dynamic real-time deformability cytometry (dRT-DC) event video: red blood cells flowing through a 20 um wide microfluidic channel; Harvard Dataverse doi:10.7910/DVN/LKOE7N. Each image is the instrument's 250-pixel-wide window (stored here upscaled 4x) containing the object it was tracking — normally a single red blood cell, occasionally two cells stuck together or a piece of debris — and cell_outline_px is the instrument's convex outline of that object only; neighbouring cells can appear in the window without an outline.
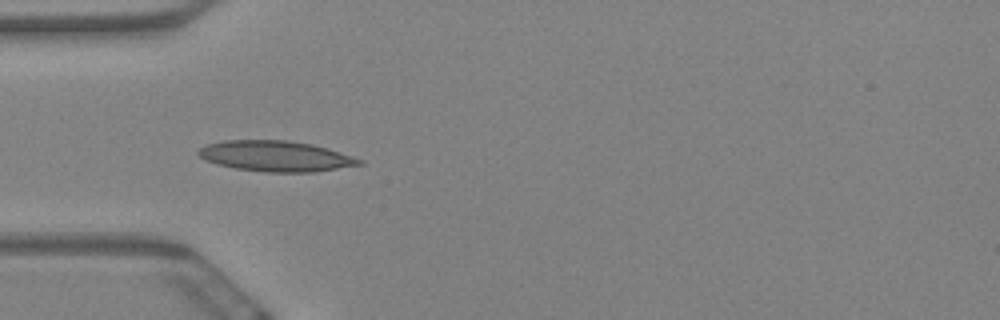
{"species": "Egyptian fruit bat (a non-hibernating species)", "species_latin": "Rousettus aegyptiacus", "temperature_condition": "warm", "stored_images_in_passage": 22, "camera_frame_rate_fps": 3000, "um_per_image_px": 0.085, "animal": {"sex": "female"}, "frame": {"image": 1, "passage_image": 7, "time_ms": 2.0, "image_size_px": [1000, 320], "cell_outline_px": [[364, 164], [316, 172], [264, 172], [236, 168], [216, 164], [204, 160], [196, 152], [200, 148], [208, 144], [224, 140], [288, 140], [312, 144], [352, 156], [364, 160]], "centroid_in_image_um": [23.43, 13.27], "position_along_channel_um": 61.6, "area_um2": 28.73}}
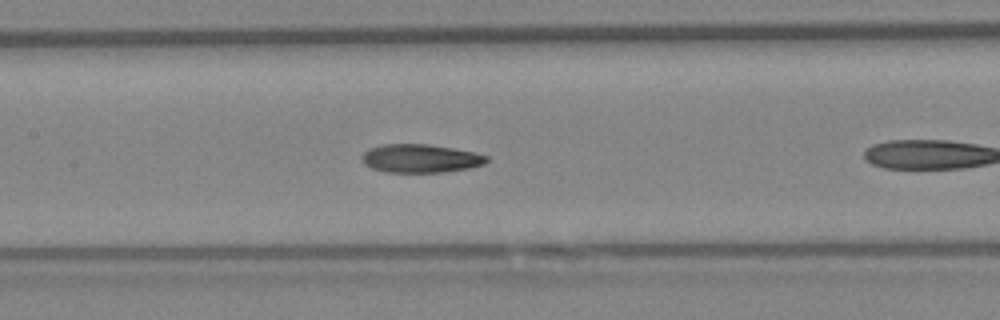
{"frame": {"image": 2, "passage_image": 13, "time_ms": 4.0, "image_size_px": [1000, 320], "cell_outline_px": [[488, 160], [484, 164], [468, 168], [444, 172], [384, 172], [372, 168], [364, 164], [360, 156], [368, 148], [380, 144], [428, 144], [476, 152], [488, 156]], "centroid_in_image_um": [35.71, 13.46], "position_along_channel_um": 171.7, "area_um2": 20.81}}